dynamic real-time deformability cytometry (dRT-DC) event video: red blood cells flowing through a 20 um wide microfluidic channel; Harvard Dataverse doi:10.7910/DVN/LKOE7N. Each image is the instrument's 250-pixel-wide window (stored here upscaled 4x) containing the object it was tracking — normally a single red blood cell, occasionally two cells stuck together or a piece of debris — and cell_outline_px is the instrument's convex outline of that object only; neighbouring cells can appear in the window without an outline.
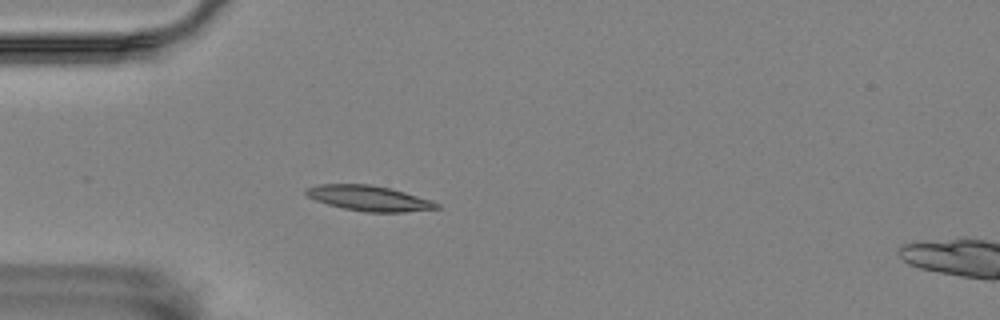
{"species": "Egyptian fruit bat (a non-hibernating species)", "species_latin": "Rousettus aegyptiacus", "temperature_condition": "room temperature", "stored_images_in_passage": 52, "camera_frame_rate_fps": 3000, "um_per_image_px": 0.085, "animal": {"sex": "female"}, "frame": {"image": 1, "passage_image": 11, "time_ms": 3.333, "image_size_px": [1000, 320], "cell_outline_px": [[440, 208], [404, 212], [364, 212], [344, 208], [328, 204], [316, 200], [308, 196], [304, 192], [304, 188], [320, 184], [372, 184], [404, 192], [432, 200], [440, 204]], "centroid_in_image_um": [31.36, 16.85], "position_along_channel_um": 53.6, "area_um2": 19.19}}
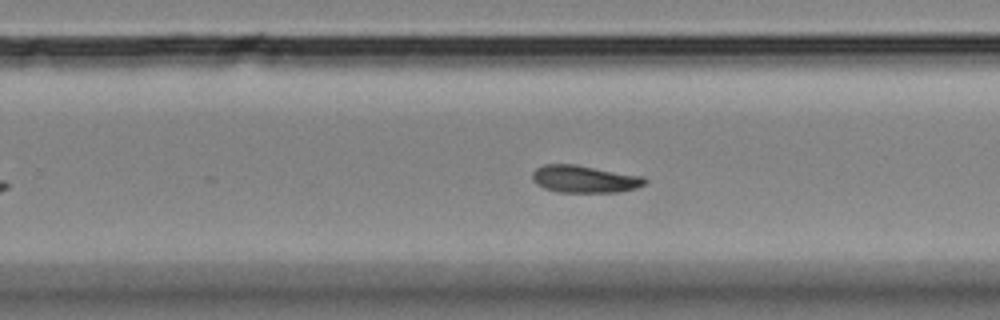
{"frame": {"image": 2, "passage_image": 31, "time_ms": 10.0, "image_size_px": [1000, 320], "cell_outline_px": [[648, 180], [644, 184], [636, 188], [616, 192], [556, 192], [544, 188], [536, 184], [532, 180], [532, 172], [536, 168], [544, 164], [576, 164], [644, 176]], "centroid_in_image_um": [49.66, 15.21], "position_along_channel_um": 280.1, "area_um2": 18.09}}
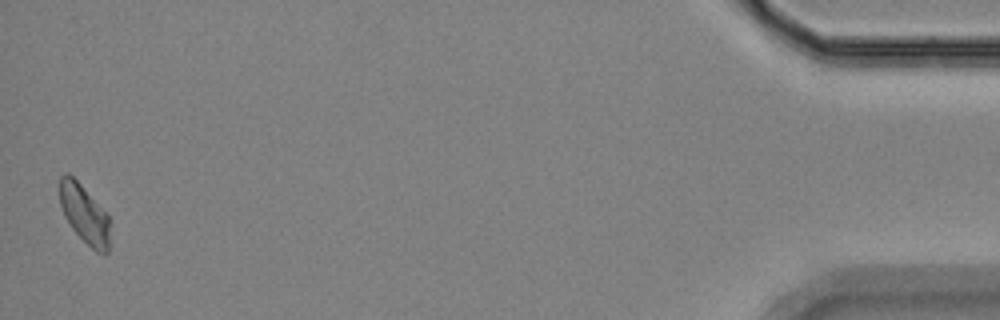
{"frame": {"image": 3, "passage_image": 51, "time_ms": 16.667, "image_size_px": [1000, 320], "cell_outline_px": [[108, 252], [104, 256], [96, 252], [72, 228], [64, 216], [60, 204], [60, 176], [64, 172], [68, 172], [80, 184], [108, 216]], "centroid_in_image_um": [7.14, 18.2], "position_along_channel_um": 428.1, "area_um2": 16.65}, "authors_computed_cell_mechanics": {"area_um2": 17.8602, "velocity_mm_per_s": 3.5162, "shape_relaxation_time_tau1_ms": null, "shape_relaxation_time_tau2_ms": 5.3953, "deformation_change_tau1": null, "deformation_change_tau2": 0.1133}}